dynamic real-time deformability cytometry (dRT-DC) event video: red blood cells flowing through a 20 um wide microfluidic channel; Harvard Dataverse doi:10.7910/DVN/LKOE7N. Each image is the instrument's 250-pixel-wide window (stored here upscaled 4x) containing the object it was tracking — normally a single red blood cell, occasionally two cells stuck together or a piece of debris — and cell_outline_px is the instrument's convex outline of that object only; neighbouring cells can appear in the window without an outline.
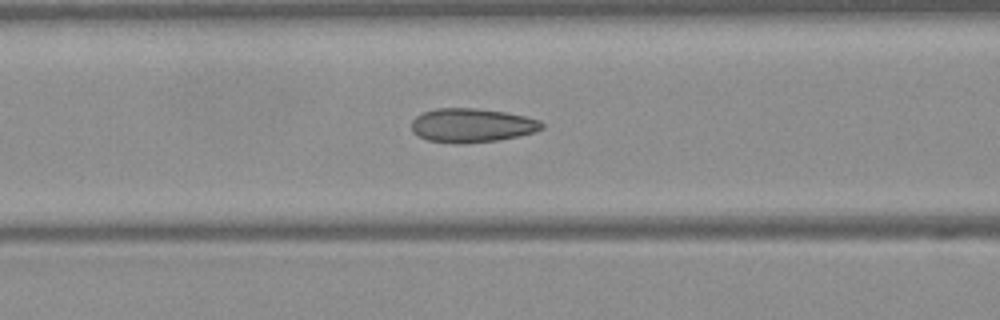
{"species": "Egyptian fruit bat (a non-hibernating species)", "species_latin": "Rousettus aegyptiacus", "temperature_condition": "warm", "stored_images_in_passage": 24, "camera_frame_rate_fps": 3000, "um_per_image_px": 0.085, "frame": {"image": 1, "passage_image": 5, "time_ms": 1.333, "image_size_px": [1000, 320], "cell_outline_px": [[544, 128], [536, 132], [500, 140], [460, 144], [452, 144], [428, 140], [416, 136], [412, 132], [412, 120], [416, 116], [424, 112], [436, 108], [476, 108], [504, 112], [524, 116], [540, 120], [544, 124]], "centroid_in_image_um": [40.1, 10.67], "position_along_channel_um": 126.5, "area_um2": 26.07}}
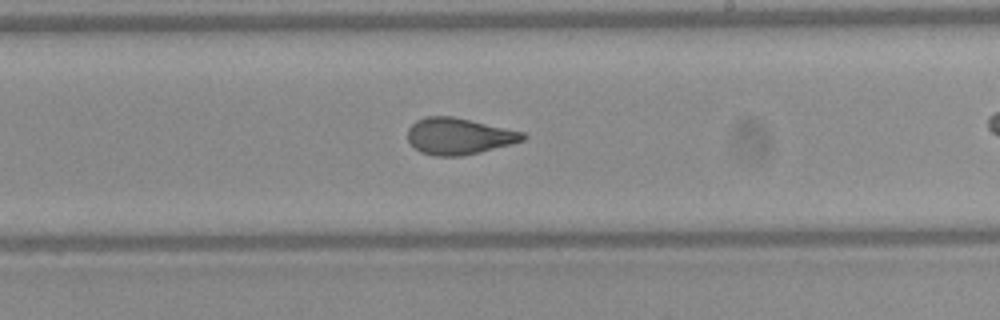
{"frame": {"image": 2, "passage_image": 14, "time_ms": 4.333, "image_size_px": [1000, 320], "cell_outline_px": [[528, 136], [524, 140], [480, 152], [460, 156], [436, 156], [420, 152], [408, 140], [408, 128], [416, 120], [424, 116], [452, 116], [524, 132]], "centroid_in_image_um": [38.99, 11.57], "position_along_channel_um": 250.0, "area_um2": 24.33}}
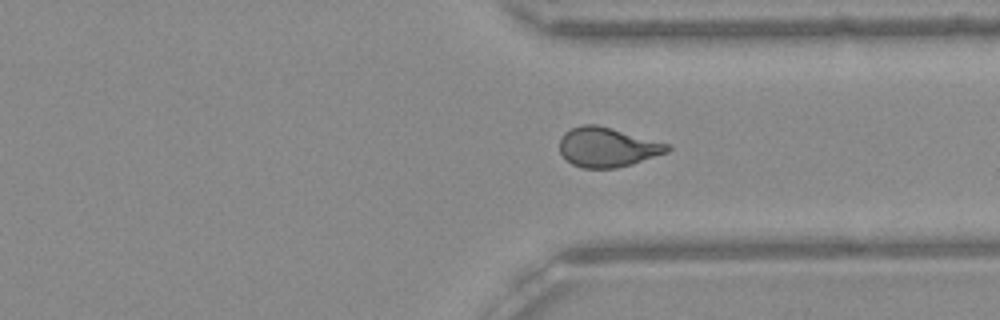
{"frame": {"image": 3, "passage_image": 22, "time_ms": 7.0, "image_size_px": [1000, 320], "cell_outline_px": [[672, 148], [668, 152], [632, 164], [616, 168], [580, 168], [572, 164], [560, 152], [560, 140], [564, 132], [580, 124], [596, 124], [672, 144]], "centroid_in_image_um": [51.65, 12.5], "position_along_channel_um": 359.7, "area_um2": 24.97}}